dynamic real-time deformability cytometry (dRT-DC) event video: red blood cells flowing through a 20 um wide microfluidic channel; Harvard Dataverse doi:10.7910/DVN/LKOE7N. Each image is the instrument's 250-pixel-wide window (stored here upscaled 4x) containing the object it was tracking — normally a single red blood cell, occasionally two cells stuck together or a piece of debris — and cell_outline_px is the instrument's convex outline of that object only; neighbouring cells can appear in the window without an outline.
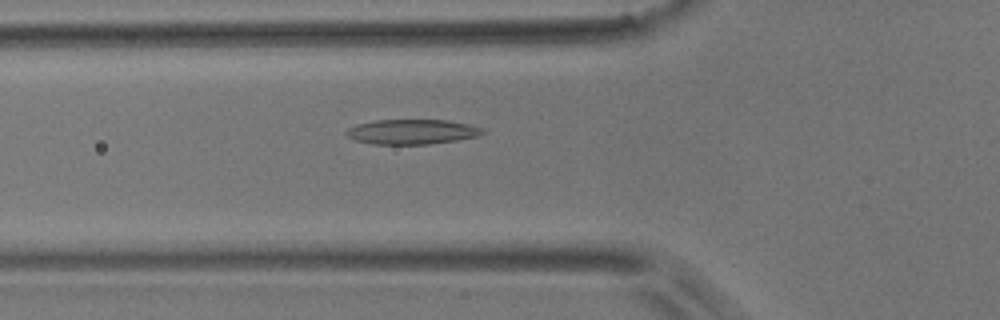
{"species": "common noctule bat (a hibernating species)", "species_latin": "Nyctalus noctula", "temperature_condition": "room temperature", "stored_images_in_passage": 51, "camera_frame_rate_fps": 3000, "um_per_image_px": 0.085, "animal": {"sex": "male", "body_mass_g": 17.9}, "frame": {"image": 1, "passage_image": 17, "time_ms": 5.333, "image_size_px": [1000, 320], "cell_outline_px": [[484, 132], [476, 136], [456, 140], [428, 144], [372, 144], [356, 140], [348, 136], [344, 132], [348, 128], [356, 124], [376, 120], [448, 120], [468, 124], [480, 128]], "centroid_in_image_um": [34.96, 11.2], "position_along_channel_um": 90.8, "area_um2": 19.54}}
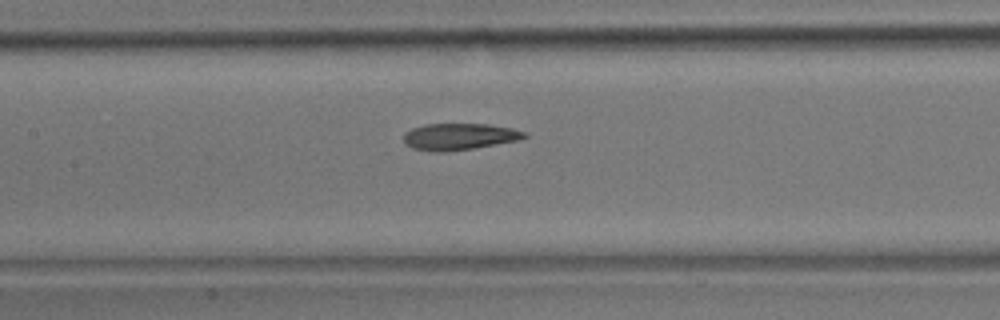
{"frame": {"image": 2, "passage_image": 23, "time_ms": 7.333, "image_size_px": [1000, 320], "cell_outline_px": [[528, 136], [520, 140], [472, 148], [444, 152], [436, 152], [412, 148], [404, 140], [404, 132], [412, 128], [424, 124], [488, 124], [512, 128], [524, 132]], "centroid_in_image_um": [39.03, 11.6], "position_along_channel_um": 168.4, "area_um2": 18.61}}
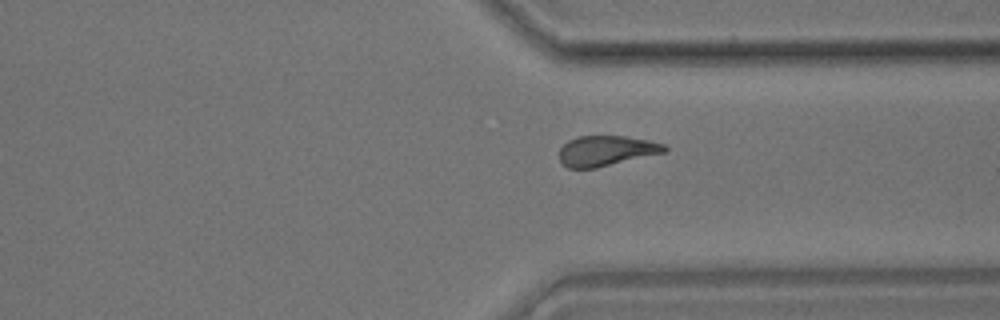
{"frame": {"image": 3, "passage_image": 38, "time_ms": 12.333, "image_size_px": [1000, 320], "cell_outline_px": [[668, 152], [596, 168], [568, 168], [560, 160], [560, 148], [568, 140], [576, 136], [624, 136], [648, 140], [664, 144], [668, 148]], "centroid_in_image_um": [51.56, 12.81], "position_along_channel_um": 359.8, "area_um2": 18.67}}